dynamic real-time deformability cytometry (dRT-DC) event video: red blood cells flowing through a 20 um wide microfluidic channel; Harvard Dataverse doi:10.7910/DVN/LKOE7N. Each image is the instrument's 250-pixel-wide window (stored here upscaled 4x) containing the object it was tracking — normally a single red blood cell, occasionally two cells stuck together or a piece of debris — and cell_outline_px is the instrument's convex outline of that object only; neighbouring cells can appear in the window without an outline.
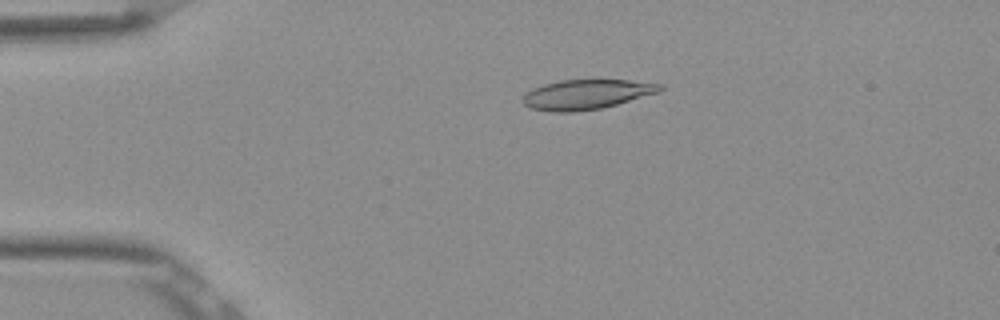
{"species": "Egyptian fruit bat (a non-hibernating species)", "species_latin": "Rousettus aegyptiacus", "temperature_condition": "room temperature", "stored_images_in_passage": 52, "camera_frame_rate_fps": 3000, "um_per_image_px": 0.085, "frame": {"image": 1, "passage_image": 11, "time_ms": 3.333, "image_size_px": [1000, 320], "cell_outline_px": [[664, 88], [660, 92], [616, 104], [600, 108], [572, 112], [556, 112], [532, 108], [524, 104], [520, 100], [532, 88], [544, 84], [560, 80], [628, 80], [664, 84]], "centroid_in_image_um": [49.87, 8.01], "position_along_channel_um": 35.1, "area_um2": 23.64}}
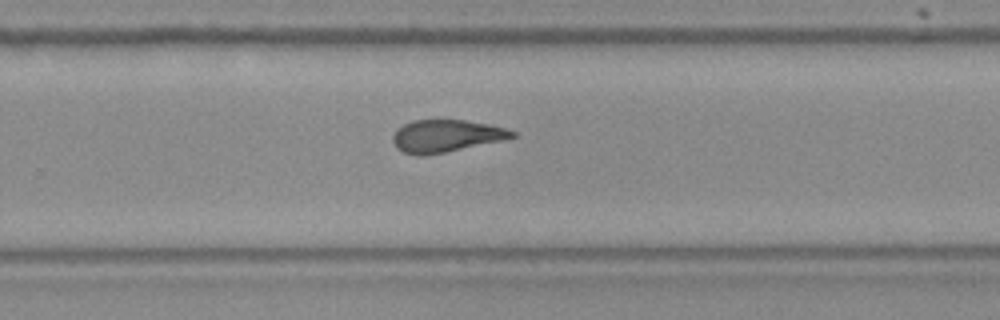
{"frame": {"image": 2, "passage_image": 34, "time_ms": 11.0, "image_size_px": [1000, 320], "cell_outline_px": [[516, 136], [500, 140], [444, 152], [424, 156], [420, 156], [404, 152], [396, 148], [392, 140], [392, 136], [396, 128], [412, 120], [464, 120], [488, 124], [504, 128], [516, 132]], "centroid_in_image_um": [37.84, 11.55], "position_along_channel_um": 292.0, "area_um2": 22.2}}
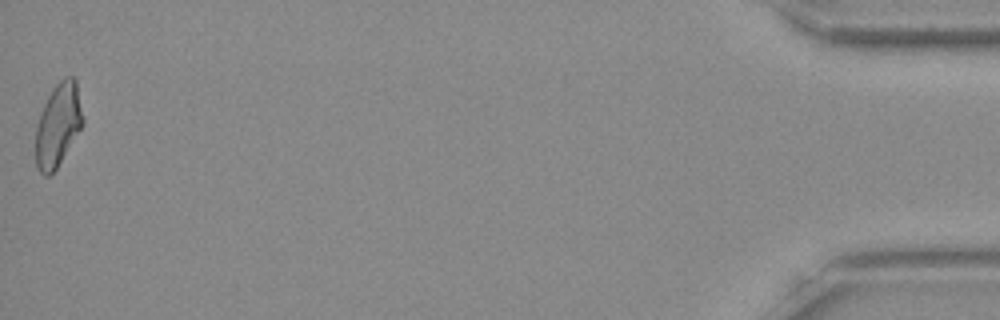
{"frame": {"image": 3, "passage_image": 52, "time_ms": 17.0, "image_size_px": [1000, 320], "cell_outline_px": [[84, 124], [56, 168], [48, 176], [44, 176], [36, 168], [36, 124], [40, 112], [52, 88], [64, 76], [72, 76], [76, 80], [84, 116]], "centroid_in_image_um": [4.94, 10.59], "position_along_channel_um": 430.3, "area_um2": 23.0}, "authors_computed_cell_mechanics": {"area_um2": 23.3512, "velocity_mm_per_s": 3.8861, "shape_relaxation_time_tau1_ms": 6.059, "shape_relaxation_time_tau2_ms": 2.1294, "deformation_change_tau1": 0.1853, "deformation_change_tau2": 0.0825}}